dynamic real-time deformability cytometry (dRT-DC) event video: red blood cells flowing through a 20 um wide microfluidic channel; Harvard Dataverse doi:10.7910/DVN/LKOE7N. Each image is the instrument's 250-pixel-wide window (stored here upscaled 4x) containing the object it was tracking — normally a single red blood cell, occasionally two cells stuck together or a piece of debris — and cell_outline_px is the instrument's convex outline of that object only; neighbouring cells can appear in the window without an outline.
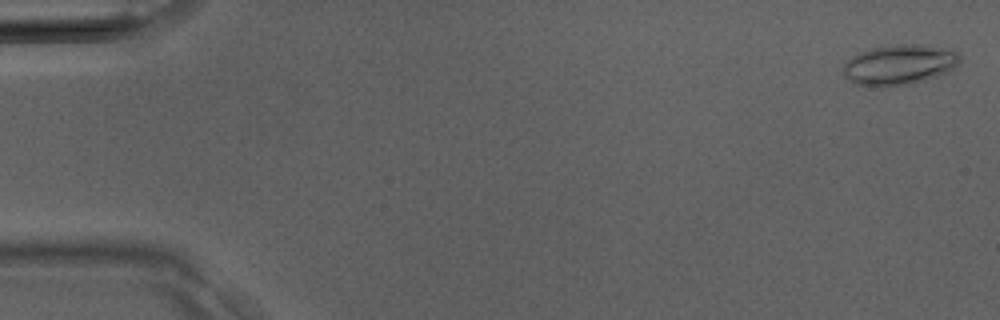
{"species": "Egyptian fruit bat (a non-hibernating species)", "species_latin": "Rousettus aegyptiacus", "temperature_condition": "room temperature", "stored_images_in_passage": 7, "camera_frame_rate_fps": 3000, "um_per_image_px": 0.085, "animal": {"sex": "male"}, "frame": {"image": 1, "passage_image": 1, "time_ms": 0.0, "image_size_px": [1000, 320], "cell_outline_px": [[960, 60], [952, 68], [936, 76], [924, 80], [908, 84], [884, 88], [880, 88], [852, 84], [844, 76], [840, 68], [852, 56], [860, 52], [872, 48], [896, 44], [920, 44], [952, 48], [960, 56]], "centroid_in_image_um": [76.37, 5.51], "position_along_channel_um": 8.6, "area_um2": 27.74}}